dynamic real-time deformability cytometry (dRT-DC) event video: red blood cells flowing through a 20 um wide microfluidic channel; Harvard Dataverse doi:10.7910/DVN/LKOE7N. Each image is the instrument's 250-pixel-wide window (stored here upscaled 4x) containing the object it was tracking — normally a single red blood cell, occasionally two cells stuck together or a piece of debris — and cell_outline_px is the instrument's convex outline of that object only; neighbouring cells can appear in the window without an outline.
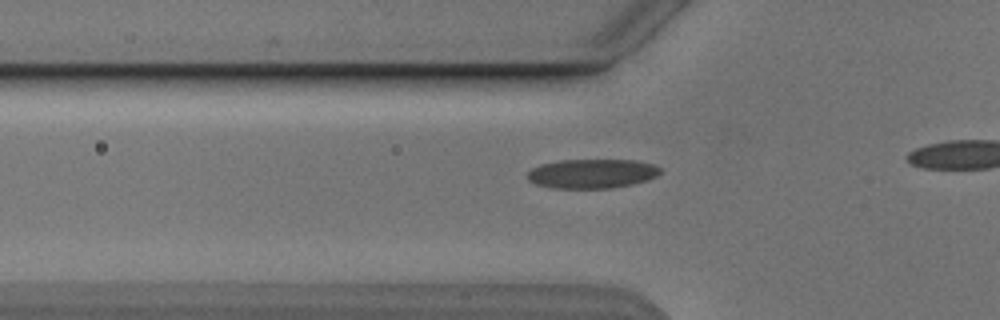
{"species": "Egyptian fruit bat (a non-hibernating species)", "species_latin": "Rousettus aegyptiacus", "temperature_condition": "cold", "stored_images_in_passage": 8, "camera_frame_rate_fps": 3000, "um_per_image_px": 0.085, "animal": {"sex": "male"}, "frame": {"image": 1, "passage_image": 2, "time_ms": 0.333, "image_size_px": [1000, 320], "cell_outline_px": [[660, 172], [656, 176], [648, 180], [632, 184], [612, 188], [552, 188], [536, 184], [528, 180], [528, 172], [532, 168], [540, 164], [560, 160], [636, 160], [652, 164], [660, 168]], "centroid_in_image_um": [50.31, 14.76], "position_along_channel_um": 75.5, "area_um2": 22.66}}
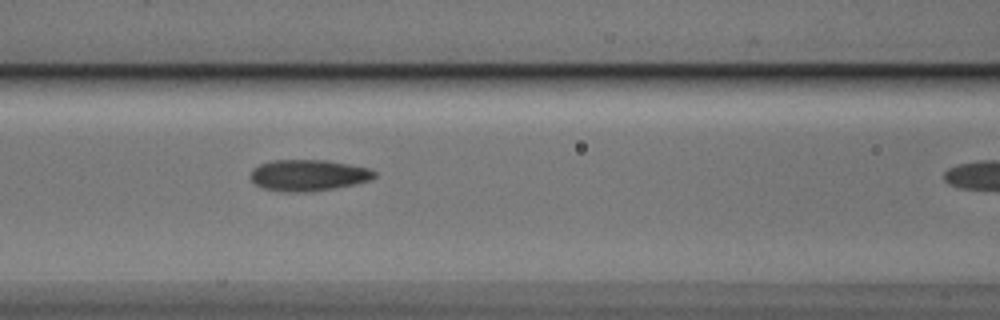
{"frame": {"image": 2, "passage_image": 7, "time_ms": 2.0, "image_size_px": [1000, 320], "cell_outline_px": [[376, 176], [368, 180], [352, 184], [312, 192], [284, 192], [264, 188], [256, 184], [252, 180], [252, 168], [260, 164], [272, 160], [324, 160], [348, 164], [368, 168], [376, 172]], "centroid_in_image_um": [26.18, 14.89], "position_along_channel_um": 140.4, "area_um2": 22.31}}